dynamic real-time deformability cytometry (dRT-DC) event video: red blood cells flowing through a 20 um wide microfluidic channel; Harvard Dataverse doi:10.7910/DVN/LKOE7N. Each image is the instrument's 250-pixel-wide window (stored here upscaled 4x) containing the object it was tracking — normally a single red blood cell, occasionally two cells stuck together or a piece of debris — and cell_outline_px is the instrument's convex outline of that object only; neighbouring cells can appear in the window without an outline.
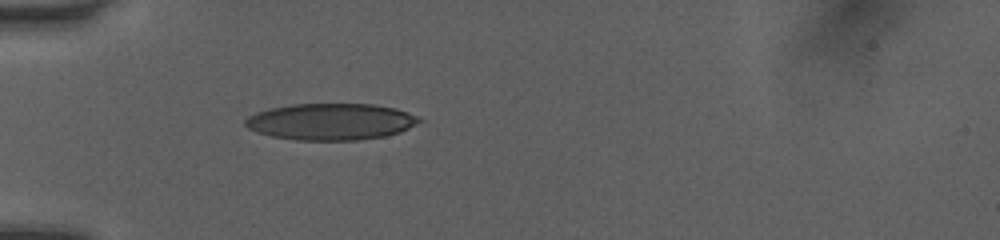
{"species": "human", "species_latin": "Homo sapiens", "temperature_condition": "room temperature", "stored_images_in_passage": 35, "camera_frame_rate_fps": 3000, "um_per_image_px": 0.085, "donor": {"sex": "female"}, "frame": {"image": 1, "passage_image": 1, "time_ms": 0.0, "image_size_px": [1000, 240], "cell_outline_px": [[424, 120], [400, 132], [384, 136], [356, 140], [296, 140], [272, 136], [248, 128], [244, 124], [244, 120], [248, 116], [256, 112], [268, 108], [292, 104], [372, 104], [396, 108], [408, 112]], "centroid_in_image_um": [28.12, 10.33], "position_along_channel_um": 56.9, "area_um2": 37.05}}
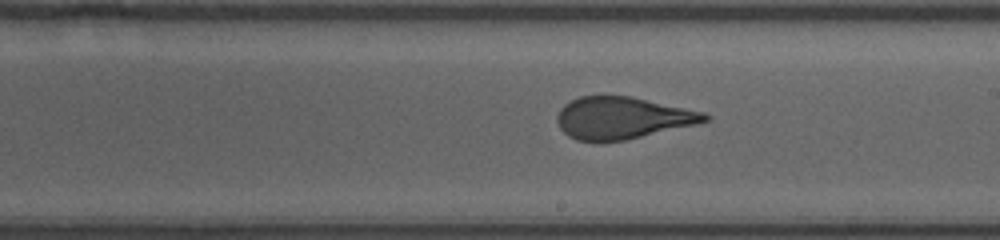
{"frame": {"image": 2, "passage_image": 15, "time_ms": 4.667, "image_size_px": [1000, 240], "cell_outline_px": [[712, 116], [708, 120], [696, 124], [624, 140], [596, 144], [576, 140], [568, 136], [560, 128], [556, 120], [556, 116], [560, 108], [564, 104], [580, 96], [632, 96], [704, 112]], "centroid_in_image_um": [52.85, 10.04], "position_along_channel_um": 236.1, "area_um2": 36.47}}
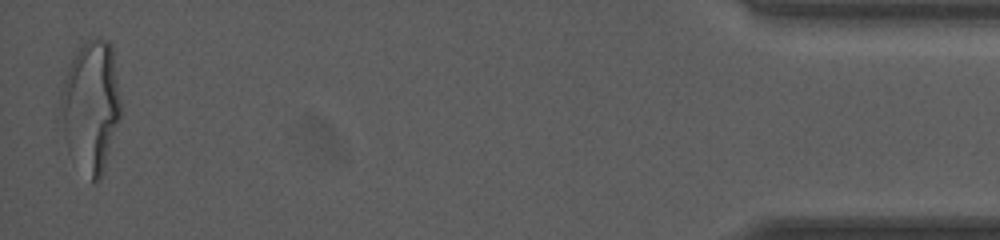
{"frame": {"image": 3, "passage_image": 35, "time_ms": 11.333, "image_size_px": [1000, 240], "cell_outline_px": [[120, 116], [104, 168], [100, 180], [92, 184], [68, 152], [56, 120], [56, 116], [60, 92], [68, 68], [80, 44], [88, 40], [108, 40], [112, 48], [120, 100]], "centroid_in_image_um": [7.64, 9.1], "position_along_channel_um": 427.6, "area_um2": 46.64}, "authors_computed_cell_mechanics": {"area_um2": 37.1654, "velocity_mm_per_s": 4.0622, "shape_relaxation_time_tau1_ms": 5.4743, "shape_relaxation_time_tau2_ms": null, "deformation_change_tau1": 0.2208, "deformation_change_tau2": null}}